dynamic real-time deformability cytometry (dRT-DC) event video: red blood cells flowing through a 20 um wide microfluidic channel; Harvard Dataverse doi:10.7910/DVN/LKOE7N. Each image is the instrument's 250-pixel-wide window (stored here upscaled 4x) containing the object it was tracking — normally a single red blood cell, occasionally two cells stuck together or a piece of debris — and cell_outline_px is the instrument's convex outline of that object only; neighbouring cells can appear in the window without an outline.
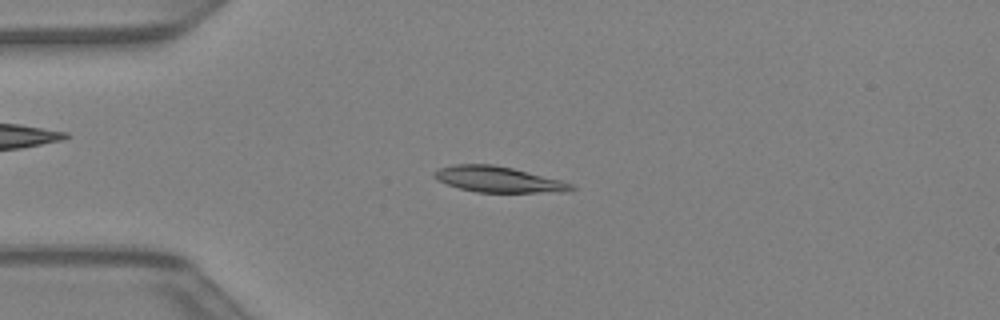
{"species": "Egyptian fruit bat (a non-hibernating species)", "species_latin": "Rousettus aegyptiacus", "temperature_condition": "warm", "stored_images_in_passage": 42, "camera_frame_rate_fps": 3000, "um_per_image_px": 0.085, "animal": {"sex": "female"}, "frame": {"image": 1, "passage_image": 10, "time_ms": 3.0, "image_size_px": [1000, 320], "cell_outline_px": [[576, 188], [568, 192], [476, 192], [460, 188], [448, 184], [432, 176], [432, 172], [440, 168], [452, 164], [492, 164], [512, 168], [560, 180], [572, 184]], "centroid_in_image_um": [42.35, 15.24], "position_along_channel_um": 42.7, "area_um2": 20.4}}
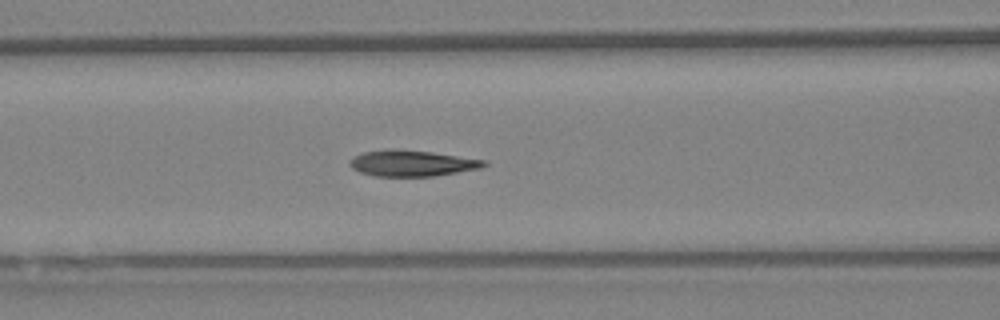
{"frame": {"image": 2, "passage_image": 17, "time_ms": 5.333, "image_size_px": [1000, 320], "cell_outline_px": [[488, 164], [480, 168], [432, 176], [376, 176], [360, 172], [352, 168], [348, 164], [348, 160], [364, 152], [392, 148], [432, 152], [488, 160]], "centroid_in_image_um": [35.01, 13.86], "position_along_channel_um": 131.6, "area_um2": 20.35}}
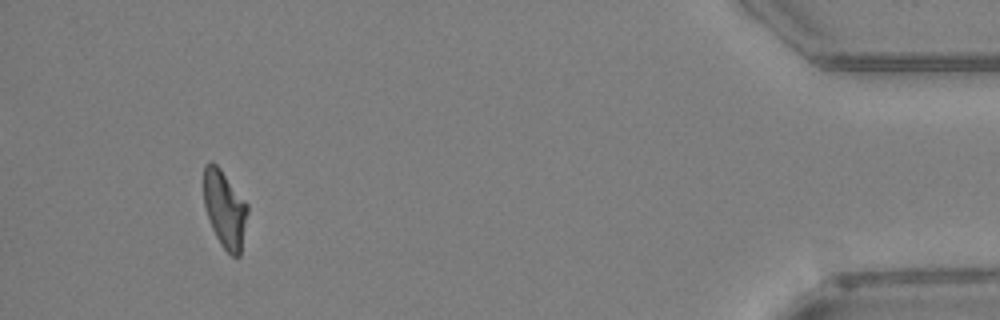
{"frame": {"image": 3, "passage_image": 39, "time_ms": 12.667, "image_size_px": [1000, 320], "cell_outline_px": [[248, 212], [240, 256], [232, 256], [220, 244], [212, 228], [204, 204], [204, 164], [212, 160], [220, 168], [248, 204]], "centroid_in_image_um": [19.11, 17.75], "position_along_channel_um": 416.1, "area_um2": 19.65}}